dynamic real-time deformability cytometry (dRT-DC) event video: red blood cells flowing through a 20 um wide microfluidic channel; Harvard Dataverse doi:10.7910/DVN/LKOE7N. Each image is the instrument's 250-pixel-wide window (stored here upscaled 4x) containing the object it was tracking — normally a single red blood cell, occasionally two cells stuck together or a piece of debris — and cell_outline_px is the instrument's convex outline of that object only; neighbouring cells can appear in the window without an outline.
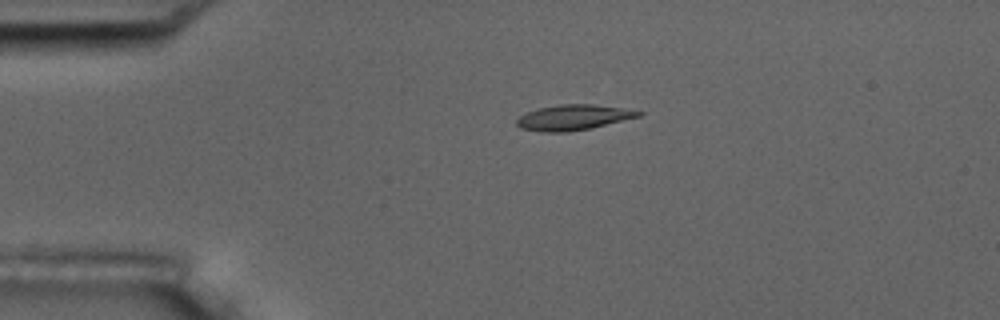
{"species": "common noctule bat (a hibernating species)", "species_latin": "Nyctalus noctula", "temperature_condition": "room temperature", "stored_images_in_passage": 2, "camera_frame_rate_fps": 3000, "um_per_image_px": 0.085, "animal": {"sex": "male", "body_mass_g": 17.5, "forearm_length_mm": 52.3}, "frame": {"image": 1, "passage_image": 1, "time_ms": 0.0, "image_size_px": [1000, 320], "cell_outline_px": [[644, 112], [640, 116], [588, 128], [568, 132], [544, 132], [520, 128], [516, 124], [516, 120], [520, 116], [528, 112], [540, 108], [560, 104], [592, 104], [620, 108]], "centroid_in_image_um": [48.68, 9.98], "position_along_channel_um": 36.3, "area_um2": 17.57}}